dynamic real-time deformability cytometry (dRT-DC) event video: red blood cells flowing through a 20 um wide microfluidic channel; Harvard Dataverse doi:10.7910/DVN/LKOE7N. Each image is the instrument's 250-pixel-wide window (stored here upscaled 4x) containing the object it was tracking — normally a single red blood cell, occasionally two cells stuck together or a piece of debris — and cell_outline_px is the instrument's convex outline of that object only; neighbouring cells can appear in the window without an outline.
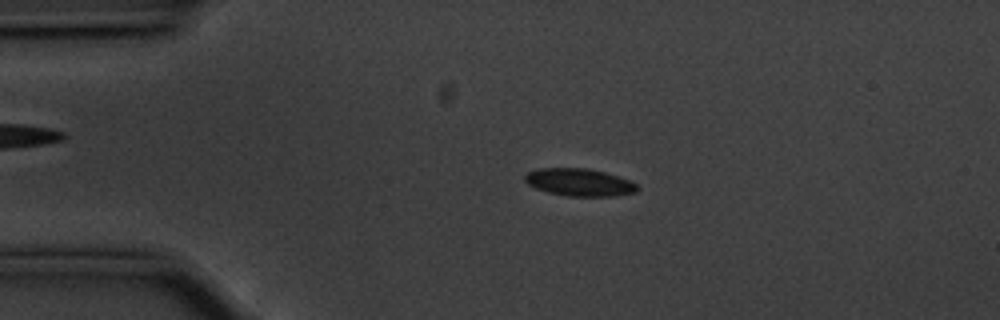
{"species": "common noctule bat (a hibernating species)", "species_latin": "Nyctalus noctula", "temperature_condition": "cold", "stored_images_in_passage": 51, "camera_frame_rate_fps": 3000, "um_per_image_px": 0.085, "animal": {"sex": "male", "body_mass_g": 20.1, "forearm_length_mm": 53.5}, "frame": {"image": 1, "passage_image": 7, "time_ms": 2.0, "image_size_px": [1000, 320], "cell_outline_px": [[640, 188], [636, 192], [612, 196], [568, 196], [548, 192], [536, 188], [528, 184], [524, 180], [524, 176], [528, 172], [540, 168], [588, 168], [620, 176], [636, 184]], "centroid_in_image_um": [49.25, 15.49], "position_along_channel_um": 35.7, "area_um2": 17.98}}
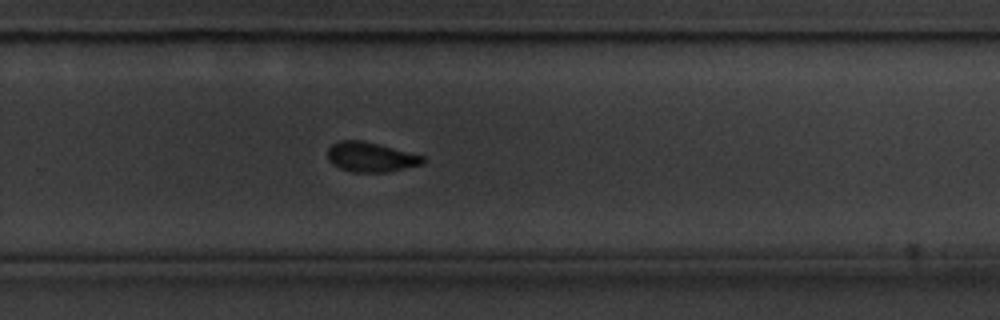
{"frame": {"image": 2, "passage_image": 32, "time_ms": 10.333, "image_size_px": [1000, 320], "cell_outline_px": [[428, 160], [424, 164], [388, 172], [352, 172], [340, 168], [332, 164], [328, 160], [328, 148], [332, 144], [340, 140], [364, 140], [424, 156]], "centroid_in_image_um": [31.54, 13.35], "position_along_channel_um": 298.3, "area_um2": 16.7}}
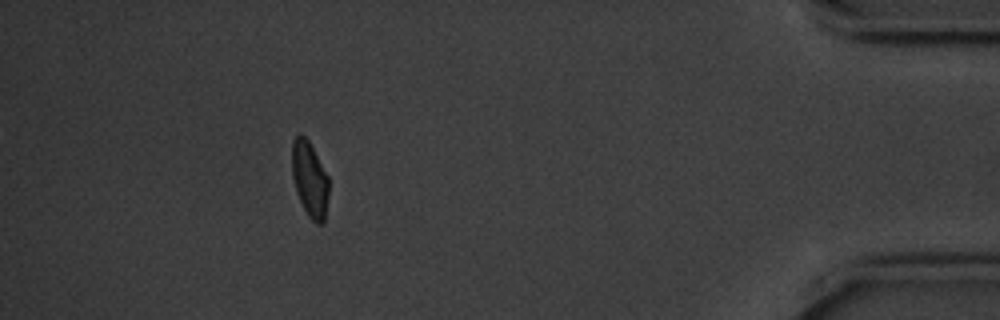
{"frame": {"image": 3, "passage_image": 46, "time_ms": 15.0, "image_size_px": [1000, 320], "cell_outline_px": [[328, 196], [324, 224], [316, 224], [308, 216], [296, 192], [292, 176], [292, 140], [300, 132], [308, 140], [328, 176]], "centroid_in_image_um": [26.32, 15.24], "position_along_channel_um": 408.9, "area_um2": 16.18}, "authors_computed_cell_mechanics": {"area_um2": 17.5712, "velocity_mm_per_s": 3.5456, "shape_relaxation_time_tau1_ms": 3.5899, "shape_relaxation_time_tau2_ms": 2.8096, "deformation_change_tau1": 0.0853, "deformation_change_tau2": 0.0631}}